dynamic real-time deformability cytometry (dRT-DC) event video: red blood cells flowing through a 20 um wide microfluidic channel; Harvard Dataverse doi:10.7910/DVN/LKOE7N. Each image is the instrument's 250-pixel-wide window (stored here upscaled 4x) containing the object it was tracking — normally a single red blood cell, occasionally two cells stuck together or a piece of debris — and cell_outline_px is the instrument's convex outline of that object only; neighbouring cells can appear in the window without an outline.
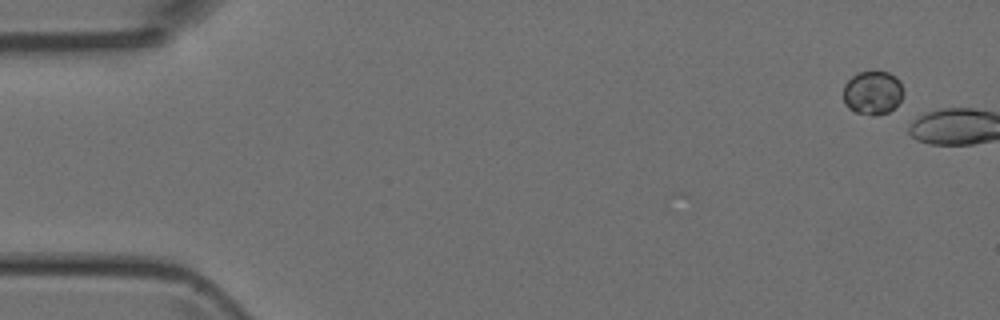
{"species": "Egyptian fruit bat (a non-hibernating species)", "species_latin": "Rousettus aegyptiacus", "temperature_condition": "room temperature", "stored_images_in_passage": 3, "camera_frame_rate_fps": 3000, "um_per_image_px": 0.085, "animal": {"sex": "female"}, "frame": {"image": 1, "passage_image": 1, "time_ms": 0.0, "image_size_px": [1000, 320], "cell_outline_px": [[904, 92], [900, 100], [888, 112], [876, 116], [872, 116], [856, 112], [848, 108], [844, 104], [844, 84], [852, 76], [860, 72], [888, 72], [896, 76], [900, 80]], "centroid_in_image_um": [74.17, 7.89], "position_along_channel_um": 10.8, "area_um2": 15.32}}